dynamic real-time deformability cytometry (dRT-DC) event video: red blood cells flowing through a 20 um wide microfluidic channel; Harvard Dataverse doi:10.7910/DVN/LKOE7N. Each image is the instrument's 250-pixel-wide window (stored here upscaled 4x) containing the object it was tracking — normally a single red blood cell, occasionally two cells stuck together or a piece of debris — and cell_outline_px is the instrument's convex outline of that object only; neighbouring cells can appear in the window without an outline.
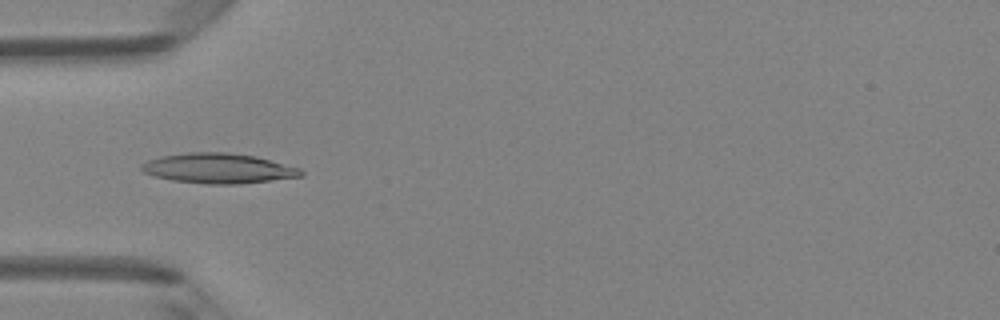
{"species": "Egyptian fruit bat (a non-hibernating species)", "species_latin": "Rousettus aegyptiacus", "temperature_condition": "room temperature", "stored_images_in_passage": 49, "camera_frame_rate_fps": 3000, "um_per_image_px": 0.085, "animal": {"sex": "female"}, "frame": {"image": 1, "passage_image": 16, "time_ms": 5.0, "image_size_px": [1000, 320], "cell_outline_px": [[304, 176], [240, 184], [208, 184], [172, 180], [152, 176], [144, 172], [140, 168], [140, 164], [148, 160], [160, 156], [188, 152], [228, 152], [256, 156], [300, 168], [304, 172]], "centroid_in_image_um": [18.55, 14.3], "position_along_channel_um": 66.4, "area_um2": 28.09}}
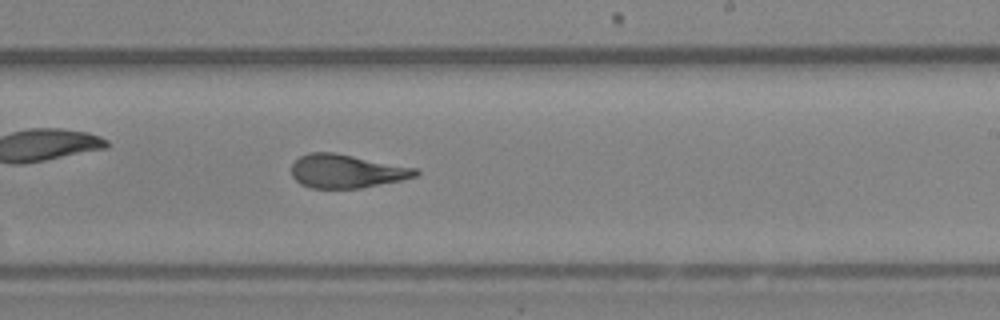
{"frame": {"image": 2, "passage_image": 30, "time_ms": 9.667, "image_size_px": [1000, 320], "cell_outline_px": [[420, 172], [416, 176], [400, 180], [360, 188], [312, 188], [300, 184], [292, 176], [292, 164], [300, 156], [308, 152], [332, 152], [416, 168]], "centroid_in_image_um": [29.42, 14.55], "position_along_channel_um": 259.6, "area_um2": 23.99}}
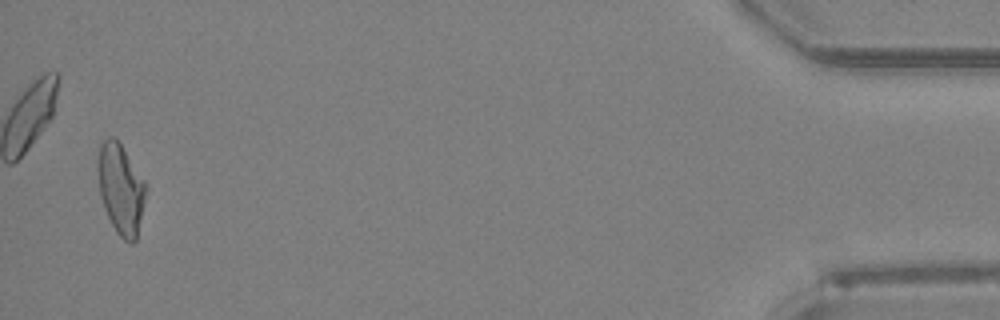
{"frame": {"image": 3, "passage_image": 48, "time_ms": 15.667, "image_size_px": [1000, 320], "cell_outline_px": [[144, 196], [136, 240], [132, 244], [124, 240], [116, 232], [104, 208], [100, 196], [96, 168], [100, 144], [108, 136], [112, 136], [120, 144], [144, 180]], "centroid_in_image_um": [10.21, 16.04], "position_along_channel_um": 425.0, "area_um2": 24.68}, "authors_computed_cell_mechanics": {"area_um2": 25.143, "velocity_mm_per_s": 4.1546, "shape_relaxation_time_tau1_ms": 4.5956, "shape_relaxation_time_tau2_ms": 1.4425, "deformation_change_tau1": 0.1786, "deformation_change_tau2": 0.0937}}